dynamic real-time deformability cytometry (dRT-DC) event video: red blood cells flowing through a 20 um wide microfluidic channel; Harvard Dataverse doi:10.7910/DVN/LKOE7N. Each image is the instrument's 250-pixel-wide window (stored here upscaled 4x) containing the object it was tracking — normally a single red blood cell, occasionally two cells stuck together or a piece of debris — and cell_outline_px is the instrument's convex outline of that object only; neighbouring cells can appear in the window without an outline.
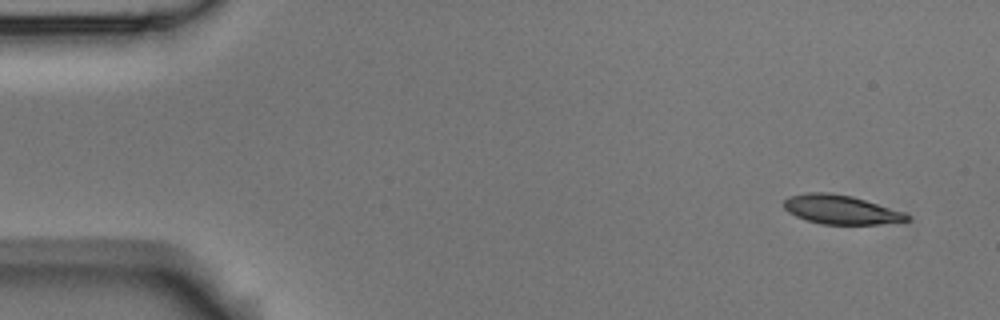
{"species": "Egyptian fruit bat (a non-hibernating species)", "species_latin": "Rousettus aegyptiacus", "temperature_condition": "room temperature", "stored_images_in_passage": 2, "segment_of_instrument_passage": [2, 2], "camera_frame_rate_fps": 3000, "um_per_image_px": 0.085, "animal": {"sex": "male"}, "frame": {"image": 1, "passage_image": 2, "time_ms": 1.333, "image_size_px": [1000, 320], "cell_outline_px": [[912, 216], [908, 220], [876, 224], [820, 224], [796, 216], [788, 212], [784, 208], [784, 200], [788, 196], [804, 192], [828, 192], [852, 196], [904, 212]], "centroid_in_image_um": [71.43, 17.8], "position_along_channel_um": 13.6, "area_um2": 20.75}}